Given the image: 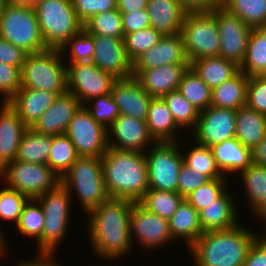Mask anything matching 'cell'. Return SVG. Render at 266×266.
I'll use <instances>...</instances> for the list:
<instances>
[{
  "mask_svg": "<svg viewBox=\"0 0 266 266\" xmlns=\"http://www.w3.org/2000/svg\"><path fill=\"white\" fill-rule=\"evenodd\" d=\"M134 203L127 199L109 198L87 214L88 240L97 258L118 262L130 254L131 249L134 250L130 234Z\"/></svg>",
  "mask_w": 266,
  "mask_h": 266,
  "instance_id": "1",
  "label": "cell"
},
{
  "mask_svg": "<svg viewBox=\"0 0 266 266\" xmlns=\"http://www.w3.org/2000/svg\"><path fill=\"white\" fill-rule=\"evenodd\" d=\"M240 222L227 230L204 232L188 249L193 266H242L261 235Z\"/></svg>",
  "mask_w": 266,
  "mask_h": 266,
  "instance_id": "2",
  "label": "cell"
},
{
  "mask_svg": "<svg viewBox=\"0 0 266 266\" xmlns=\"http://www.w3.org/2000/svg\"><path fill=\"white\" fill-rule=\"evenodd\" d=\"M103 177L110 198L138 202L149 189L144 153L108 147L101 157Z\"/></svg>",
  "mask_w": 266,
  "mask_h": 266,
  "instance_id": "3",
  "label": "cell"
},
{
  "mask_svg": "<svg viewBox=\"0 0 266 266\" xmlns=\"http://www.w3.org/2000/svg\"><path fill=\"white\" fill-rule=\"evenodd\" d=\"M61 184L71 196L76 193L86 214L110 198L105 187L101 157L80 156L61 178Z\"/></svg>",
  "mask_w": 266,
  "mask_h": 266,
  "instance_id": "4",
  "label": "cell"
},
{
  "mask_svg": "<svg viewBox=\"0 0 266 266\" xmlns=\"http://www.w3.org/2000/svg\"><path fill=\"white\" fill-rule=\"evenodd\" d=\"M33 9L47 48L60 49L84 29L72 0H44Z\"/></svg>",
  "mask_w": 266,
  "mask_h": 266,
  "instance_id": "5",
  "label": "cell"
},
{
  "mask_svg": "<svg viewBox=\"0 0 266 266\" xmlns=\"http://www.w3.org/2000/svg\"><path fill=\"white\" fill-rule=\"evenodd\" d=\"M60 49L30 53L21 68L22 87L63 94L67 91V67ZM64 59V60H63Z\"/></svg>",
  "mask_w": 266,
  "mask_h": 266,
  "instance_id": "6",
  "label": "cell"
},
{
  "mask_svg": "<svg viewBox=\"0 0 266 266\" xmlns=\"http://www.w3.org/2000/svg\"><path fill=\"white\" fill-rule=\"evenodd\" d=\"M72 198L74 196L61 183L55 189L35 198L44 213L42 255H56L68 229H71L69 223L72 220Z\"/></svg>",
  "mask_w": 266,
  "mask_h": 266,
  "instance_id": "7",
  "label": "cell"
},
{
  "mask_svg": "<svg viewBox=\"0 0 266 266\" xmlns=\"http://www.w3.org/2000/svg\"><path fill=\"white\" fill-rule=\"evenodd\" d=\"M0 36L28 54L47 50L35 11L28 4L7 3L0 16Z\"/></svg>",
  "mask_w": 266,
  "mask_h": 266,
  "instance_id": "8",
  "label": "cell"
},
{
  "mask_svg": "<svg viewBox=\"0 0 266 266\" xmlns=\"http://www.w3.org/2000/svg\"><path fill=\"white\" fill-rule=\"evenodd\" d=\"M0 183L35 199L55 189L61 178L47 164L15 159L0 170Z\"/></svg>",
  "mask_w": 266,
  "mask_h": 266,
  "instance_id": "9",
  "label": "cell"
},
{
  "mask_svg": "<svg viewBox=\"0 0 266 266\" xmlns=\"http://www.w3.org/2000/svg\"><path fill=\"white\" fill-rule=\"evenodd\" d=\"M182 142H156L144 153L149 189L178 193L179 171L184 163L181 149L186 145Z\"/></svg>",
  "mask_w": 266,
  "mask_h": 266,
  "instance_id": "10",
  "label": "cell"
},
{
  "mask_svg": "<svg viewBox=\"0 0 266 266\" xmlns=\"http://www.w3.org/2000/svg\"><path fill=\"white\" fill-rule=\"evenodd\" d=\"M181 35L189 62L219 56V31L216 18L211 12L187 13Z\"/></svg>",
  "mask_w": 266,
  "mask_h": 266,
  "instance_id": "11",
  "label": "cell"
},
{
  "mask_svg": "<svg viewBox=\"0 0 266 266\" xmlns=\"http://www.w3.org/2000/svg\"><path fill=\"white\" fill-rule=\"evenodd\" d=\"M77 154L84 157H102L108 150V130L95 121L82 105L65 132Z\"/></svg>",
  "mask_w": 266,
  "mask_h": 266,
  "instance_id": "12",
  "label": "cell"
},
{
  "mask_svg": "<svg viewBox=\"0 0 266 266\" xmlns=\"http://www.w3.org/2000/svg\"><path fill=\"white\" fill-rule=\"evenodd\" d=\"M67 91L72 93L82 105L94 97L111 93L117 79L112 74L102 71L92 62L68 64Z\"/></svg>",
  "mask_w": 266,
  "mask_h": 266,
  "instance_id": "13",
  "label": "cell"
},
{
  "mask_svg": "<svg viewBox=\"0 0 266 266\" xmlns=\"http://www.w3.org/2000/svg\"><path fill=\"white\" fill-rule=\"evenodd\" d=\"M130 234L135 243L148 252L165 247L173 240L169 229V220L164 219L142 207L138 202L133 204L130 215ZM136 240V242H135Z\"/></svg>",
  "mask_w": 266,
  "mask_h": 266,
  "instance_id": "14",
  "label": "cell"
},
{
  "mask_svg": "<svg viewBox=\"0 0 266 266\" xmlns=\"http://www.w3.org/2000/svg\"><path fill=\"white\" fill-rule=\"evenodd\" d=\"M211 13L216 18L219 31V56L234 62L240 67L245 59L252 27L229 13L221 5L217 6Z\"/></svg>",
  "mask_w": 266,
  "mask_h": 266,
  "instance_id": "15",
  "label": "cell"
},
{
  "mask_svg": "<svg viewBox=\"0 0 266 266\" xmlns=\"http://www.w3.org/2000/svg\"><path fill=\"white\" fill-rule=\"evenodd\" d=\"M236 110L209 106L200 112L191 140L212 147L227 139L235 138Z\"/></svg>",
  "mask_w": 266,
  "mask_h": 266,
  "instance_id": "16",
  "label": "cell"
},
{
  "mask_svg": "<svg viewBox=\"0 0 266 266\" xmlns=\"http://www.w3.org/2000/svg\"><path fill=\"white\" fill-rule=\"evenodd\" d=\"M107 130L108 147L116 150L145 153L156 143L147 123L131 116L119 115Z\"/></svg>",
  "mask_w": 266,
  "mask_h": 266,
  "instance_id": "17",
  "label": "cell"
},
{
  "mask_svg": "<svg viewBox=\"0 0 266 266\" xmlns=\"http://www.w3.org/2000/svg\"><path fill=\"white\" fill-rule=\"evenodd\" d=\"M168 64H190L181 33L163 35L155 46L137 57L132 62V76Z\"/></svg>",
  "mask_w": 266,
  "mask_h": 266,
  "instance_id": "18",
  "label": "cell"
},
{
  "mask_svg": "<svg viewBox=\"0 0 266 266\" xmlns=\"http://www.w3.org/2000/svg\"><path fill=\"white\" fill-rule=\"evenodd\" d=\"M123 39L94 36L95 49L91 62L117 79L132 76V61L127 56Z\"/></svg>",
  "mask_w": 266,
  "mask_h": 266,
  "instance_id": "19",
  "label": "cell"
},
{
  "mask_svg": "<svg viewBox=\"0 0 266 266\" xmlns=\"http://www.w3.org/2000/svg\"><path fill=\"white\" fill-rule=\"evenodd\" d=\"M111 95L120 115L146 120L152 97L144 90L136 77L116 79L112 85Z\"/></svg>",
  "mask_w": 266,
  "mask_h": 266,
  "instance_id": "20",
  "label": "cell"
},
{
  "mask_svg": "<svg viewBox=\"0 0 266 266\" xmlns=\"http://www.w3.org/2000/svg\"><path fill=\"white\" fill-rule=\"evenodd\" d=\"M81 106V102L72 93L66 91L56 97L32 129L39 134L52 136L65 134L70 121Z\"/></svg>",
  "mask_w": 266,
  "mask_h": 266,
  "instance_id": "21",
  "label": "cell"
},
{
  "mask_svg": "<svg viewBox=\"0 0 266 266\" xmlns=\"http://www.w3.org/2000/svg\"><path fill=\"white\" fill-rule=\"evenodd\" d=\"M229 190L227 188L213 203H210L206 208L198 212L203 232L227 230L241 222L240 211L237 208L238 205L236 200H234L235 197L232 195L233 192L231 193Z\"/></svg>",
  "mask_w": 266,
  "mask_h": 266,
  "instance_id": "22",
  "label": "cell"
},
{
  "mask_svg": "<svg viewBox=\"0 0 266 266\" xmlns=\"http://www.w3.org/2000/svg\"><path fill=\"white\" fill-rule=\"evenodd\" d=\"M190 64H168L149 70H141L135 77L152 98H162L178 90L183 74Z\"/></svg>",
  "mask_w": 266,
  "mask_h": 266,
  "instance_id": "23",
  "label": "cell"
},
{
  "mask_svg": "<svg viewBox=\"0 0 266 266\" xmlns=\"http://www.w3.org/2000/svg\"><path fill=\"white\" fill-rule=\"evenodd\" d=\"M0 170L16 159L20 141L28 129L19 114L5 102L0 106Z\"/></svg>",
  "mask_w": 266,
  "mask_h": 266,
  "instance_id": "24",
  "label": "cell"
},
{
  "mask_svg": "<svg viewBox=\"0 0 266 266\" xmlns=\"http://www.w3.org/2000/svg\"><path fill=\"white\" fill-rule=\"evenodd\" d=\"M57 96L53 92L21 87L8 104L19 114L23 124L32 128Z\"/></svg>",
  "mask_w": 266,
  "mask_h": 266,
  "instance_id": "25",
  "label": "cell"
},
{
  "mask_svg": "<svg viewBox=\"0 0 266 266\" xmlns=\"http://www.w3.org/2000/svg\"><path fill=\"white\" fill-rule=\"evenodd\" d=\"M241 188L247 200V209L253 217L262 222L266 221V167L251 164L239 174Z\"/></svg>",
  "mask_w": 266,
  "mask_h": 266,
  "instance_id": "26",
  "label": "cell"
},
{
  "mask_svg": "<svg viewBox=\"0 0 266 266\" xmlns=\"http://www.w3.org/2000/svg\"><path fill=\"white\" fill-rule=\"evenodd\" d=\"M147 11L151 27L162 35L181 33L187 12L179 0H149Z\"/></svg>",
  "mask_w": 266,
  "mask_h": 266,
  "instance_id": "27",
  "label": "cell"
},
{
  "mask_svg": "<svg viewBox=\"0 0 266 266\" xmlns=\"http://www.w3.org/2000/svg\"><path fill=\"white\" fill-rule=\"evenodd\" d=\"M214 159L225 177L243 172L252 164L251 150L236 138L227 139L211 147ZM227 174V175H226Z\"/></svg>",
  "mask_w": 266,
  "mask_h": 266,
  "instance_id": "28",
  "label": "cell"
},
{
  "mask_svg": "<svg viewBox=\"0 0 266 266\" xmlns=\"http://www.w3.org/2000/svg\"><path fill=\"white\" fill-rule=\"evenodd\" d=\"M145 122L155 142H179L183 139L179 134L182 130L176 125L162 98H152Z\"/></svg>",
  "mask_w": 266,
  "mask_h": 266,
  "instance_id": "29",
  "label": "cell"
},
{
  "mask_svg": "<svg viewBox=\"0 0 266 266\" xmlns=\"http://www.w3.org/2000/svg\"><path fill=\"white\" fill-rule=\"evenodd\" d=\"M169 229L174 242L183 241L188 250L202 235L203 231L196 211L185 199L169 219Z\"/></svg>",
  "mask_w": 266,
  "mask_h": 266,
  "instance_id": "30",
  "label": "cell"
},
{
  "mask_svg": "<svg viewBox=\"0 0 266 266\" xmlns=\"http://www.w3.org/2000/svg\"><path fill=\"white\" fill-rule=\"evenodd\" d=\"M266 134V116L242 106L236 110L235 138L251 151Z\"/></svg>",
  "mask_w": 266,
  "mask_h": 266,
  "instance_id": "31",
  "label": "cell"
},
{
  "mask_svg": "<svg viewBox=\"0 0 266 266\" xmlns=\"http://www.w3.org/2000/svg\"><path fill=\"white\" fill-rule=\"evenodd\" d=\"M190 68L211 89L231 79L239 71L238 65L221 56L194 60L190 62Z\"/></svg>",
  "mask_w": 266,
  "mask_h": 266,
  "instance_id": "32",
  "label": "cell"
},
{
  "mask_svg": "<svg viewBox=\"0 0 266 266\" xmlns=\"http://www.w3.org/2000/svg\"><path fill=\"white\" fill-rule=\"evenodd\" d=\"M249 77L240 70L212 89L211 106L237 110L245 106Z\"/></svg>",
  "mask_w": 266,
  "mask_h": 266,
  "instance_id": "33",
  "label": "cell"
},
{
  "mask_svg": "<svg viewBox=\"0 0 266 266\" xmlns=\"http://www.w3.org/2000/svg\"><path fill=\"white\" fill-rule=\"evenodd\" d=\"M239 70L248 77L266 75V27L252 28Z\"/></svg>",
  "mask_w": 266,
  "mask_h": 266,
  "instance_id": "34",
  "label": "cell"
},
{
  "mask_svg": "<svg viewBox=\"0 0 266 266\" xmlns=\"http://www.w3.org/2000/svg\"><path fill=\"white\" fill-rule=\"evenodd\" d=\"M51 147L52 135L39 134L28 128L20 141L16 160L47 164Z\"/></svg>",
  "mask_w": 266,
  "mask_h": 266,
  "instance_id": "35",
  "label": "cell"
},
{
  "mask_svg": "<svg viewBox=\"0 0 266 266\" xmlns=\"http://www.w3.org/2000/svg\"><path fill=\"white\" fill-rule=\"evenodd\" d=\"M44 226V213L36 199H29L25 204L17 224L14 226L16 234L35 240L37 254H42V230Z\"/></svg>",
  "mask_w": 266,
  "mask_h": 266,
  "instance_id": "36",
  "label": "cell"
},
{
  "mask_svg": "<svg viewBox=\"0 0 266 266\" xmlns=\"http://www.w3.org/2000/svg\"><path fill=\"white\" fill-rule=\"evenodd\" d=\"M220 5L252 28L266 27V0H220Z\"/></svg>",
  "mask_w": 266,
  "mask_h": 266,
  "instance_id": "37",
  "label": "cell"
},
{
  "mask_svg": "<svg viewBox=\"0 0 266 266\" xmlns=\"http://www.w3.org/2000/svg\"><path fill=\"white\" fill-rule=\"evenodd\" d=\"M193 143L187 152L186 150L182 151L184 164L205 175L209 180L227 178L218 168L211 147L200 145L195 141Z\"/></svg>",
  "mask_w": 266,
  "mask_h": 266,
  "instance_id": "38",
  "label": "cell"
},
{
  "mask_svg": "<svg viewBox=\"0 0 266 266\" xmlns=\"http://www.w3.org/2000/svg\"><path fill=\"white\" fill-rule=\"evenodd\" d=\"M77 151L66 134L52 136V147L47 165L62 178L79 158Z\"/></svg>",
  "mask_w": 266,
  "mask_h": 266,
  "instance_id": "39",
  "label": "cell"
},
{
  "mask_svg": "<svg viewBox=\"0 0 266 266\" xmlns=\"http://www.w3.org/2000/svg\"><path fill=\"white\" fill-rule=\"evenodd\" d=\"M178 91L200 112L211 106L212 89L191 68L183 74Z\"/></svg>",
  "mask_w": 266,
  "mask_h": 266,
  "instance_id": "40",
  "label": "cell"
},
{
  "mask_svg": "<svg viewBox=\"0 0 266 266\" xmlns=\"http://www.w3.org/2000/svg\"><path fill=\"white\" fill-rule=\"evenodd\" d=\"M183 200L177 192L148 189L138 203L148 211L169 220Z\"/></svg>",
  "mask_w": 266,
  "mask_h": 266,
  "instance_id": "41",
  "label": "cell"
},
{
  "mask_svg": "<svg viewBox=\"0 0 266 266\" xmlns=\"http://www.w3.org/2000/svg\"><path fill=\"white\" fill-rule=\"evenodd\" d=\"M163 101L171 111L176 125L185 131H193L197 125L200 111L187 101L178 91H171L162 97Z\"/></svg>",
  "mask_w": 266,
  "mask_h": 266,
  "instance_id": "42",
  "label": "cell"
},
{
  "mask_svg": "<svg viewBox=\"0 0 266 266\" xmlns=\"http://www.w3.org/2000/svg\"><path fill=\"white\" fill-rule=\"evenodd\" d=\"M84 30L92 36L124 38L121 13L117 10L101 12L84 23Z\"/></svg>",
  "mask_w": 266,
  "mask_h": 266,
  "instance_id": "43",
  "label": "cell"
},
{
  "mask_svg": "<svg viewBox=\"0 0 266 266\" xmlns=\"http://www.w3.org/2000/svg\"><path fill=\"white\" fill-rule=\"evenodd\" d=\"M94 49V36L90 35L83 29L79 34L73 35L70 40L60 48V51L63 54V58L68 57L69 64H74L91 62ZM64 52H69V56Z\"/></svg>",
  "mask_w": 266,
  "mask_h": 266,
  "instance_id": "44",
  "label": "cell"
},
{
  "mask_svg": "<svg viewBox=\"0 0 266 266\" xmlns=\"http://www.w3.org/2000/svg\"><path fill=\"white\" fill-rule=\"evenodd\" d=\"M4 186V187H3ZM0 220L14 222L16 225L25 204L30 199L28 196L13 190L5 185L0 186ZM3 227L0 224V229Z\"/></svg>",
  "mask_w": 266,
  "mask_h": 266,
  "instance_id": "45",
  "label": "cell"
},
{
  "mask_svg": "<svg viewBox=\"0 0 266 266\" xmlns=\"http://www.w3.org/2000/svg\"><path fill=\"white\" fill-rule=\"evenodd\" d=\"M162 36L151 26L125 35L123 40L127 56L133 62L142 53L155 46Z\"/></svg>",
  "mask_w": 266,
  "mask_h": 266,
  "instance_id": "46",
  "label": "cell"
},
{
  "mask_svg": "<svg viewBox=\"0 0 266 266\" xmlns=\"http://www.w3.org/2000/svg\"><path fill=\"white\" fill-rule=\"evenodd\" d=\"M228 178L210 179L205 184L194 190L185 200L196 210L200 211L213 203L230 184L227 183ZM226 184L228 186H226Z\"/></svg>",
  "mask_w": 266,
  "mask_h": 266,
  "instance_id": "47",
  "label": "cell"
},
{
  "mask_svg": "<svg viewBox=\"0 0 266 266\" xmlns=\"http://www.w3.org/2000/svg\"><path fill=\"white\" fill-rule=\"evenodd\" d=\"M84 107L89 111L95 121L107 129L120 115L111 93L92 98L84 104Z\"/></svg>",
  "mask_w": 266,
  "mask_h": 266,
  "instance_id": "48",
  "label": "cell"
},
{
  "mask_svg": "<svg viewBox=\"0 0 266 266\" xmlns=\"http://www.w3.org/2000/svg\"><path fill=\"white\" fill-rule=\"evenodd\" d=\"M245 105L266 116V75L249 77Z\"/></svg>",
  "mask_w": 266,
  "mask_h": 266,
  "instance_id": "49",
  "label": "cell"
},
{
  "mask_svg": "<svg viewBox=\"0 0 266 266\" xmlns=\"http://www.w3.org/2000/svg\"><path fill=\"white\" fill-rule=\"evenodd\" d=\"M21 87V69L0 62V95L3 99L2 102H8Z\"/></svg>",
  "mask_w": 266,
  "mask_h": 266,
  "instance_id": "50",
  "label": "cell"
},
{
  "mask_svg": "<svg viewBox=\"0 0 266 266\" xmlns=\"http://www.w3.org/2000/svg\"><path fill=\"white\" fill-rule=\"evenodd\" d=\"M72 5L77 17L84 24L98 13L117 9V0H72Z\"/></svg>",
  "mask_w": 266,
  "mask_h": 266,
  "instance_id": "51",
  "label": "cell"
},
{
  "mask_svg": "<svg viewBox=\"0 0 266 266\" xmlns=\"http://www.w3.org/2000/svg\"><path fill=\"white\" fill-rule=\"evenodd\" d=\"M209 179L200 172L186 166L184 163L179 171L178 194L184 199Z\"/></svg>",
  "mask_w": 266,
  "mask_h": 266,
  "instance_id": "52",
  "label": "cell"
},
{
  "mask_svg": "<svg viewBox=\"0 0 266 266\" xmlns=\"http://www.w3.org/2000/svg\"><path fill=\"white\" fill-rule=\"evenodd\" d=\"M121 17L124 36L151 26L147 9L121 13Z\"/></svg>",
  "mask_w": 266,
  "mask_h": 266,
  "instance_id": "53",
  "label": "cell"
},
{
  "mask_svg": "<svg viewBox=\"0 0 266 266\" xmlns=\"http://www.w3.org/2000/svg\"><path fill=\"white\" fill-rule=\"evenodd\" d=\"M28 53L0 36V62L22 68Z\"/></svg>",
  "mask_w": 266,
  "mask_h": 266,
  "instance_id": "54",
  "label": "cell"
},
{
  "mask_svg": "<svg viewBox=\"0 0 266 266\" xmlns=\"http://www.w3.org/2000/svg\"><path fill=\"white\" fill-rule=\"evenodd\" d=\"M242 266H266V231L263 230V233L251 245Z\"/></svg>",
  "mask_w": 266,
  "mask_h": 266,
  "instance_id": "55",
  "label": "cell"
},
{
  "mask_svg": "<svg viewBox=\"0 0 266 266\" xmlns=\"http://www.w3.org/2000/svg\"><path fill=\"white\" fill-rule=\"evenodd\" d=\"M187 13L212 12L220 5V0H179Z\"/></svg>",
  "mask_w": 266,
  "mask_h": 266,
  "instance_id": "56",
  "label": "cell"
},
{
  "mask_svg": "<svg viewBox=\"0 0 266 266\" xmlns=\"http://www.w3.org/2000/svg\"><path fill=\"white\" fill-rule=\"evenodd\" d=\"M149 0H117V10L120 13H129L135 10L147 9Z\"/></svg>",
  "mask_w": 266,
  "mask_h": 266,
  "instance_id": "57",
  "label": "cell"
},
{
  "mask_svg": "<svg viewBox=\"0 0 266 266\" xmlns=\"http://www.w3.org/2000/svg\"><path fill=\"white\" fill-rule=\"evenodd\" d=\"M252 163L266 167V134L262 141L251 151Z\"/></svg>",
  "mask_w": 266,
  "mask_h": 266,
  "instance_id": "58",
  "label": "cell"
},
{
  "mask_svg": "<svg viewBox=\"0 0 266 266\" xmlns=\"http://www.w3.org/2000/svg\"><path fill=\"white\" fill-rule=\"evenodd\" d=\"M15 266H43V255L37 254L36 258L23 259L19 263L16 262Z\"/></svg>",
  "mask_w": 266,
  "mask_h": 266,
  "instance_id": "59",
  "label": "cell"
},
{
  "mask_svg": "<svg viewBox=\"0 0 266 266\" xmlns=\"http://www.w3.org/2000/svg\"><path fill=\"white\" fill-rule=\"evenodd\" d=\"M56 260L55 255H43V266H63Z\"/></svg>",
  "mask_w": 266,
  "mask_h": 266,
  "instance_id": "60",
  "label": "cell"
},
{
  "mask_svg": "<svg viewBox=\"0 0 266 266\" xmlns=\"http://www.w3.org/2000/svg\"><path fill=\"white\" fill-rule=\"evenodd\" d=\"M5 238L7 237H5L3 230L0 229V258H3L8 254V251L6 250L8 248V245H6L7 239Z\"/></svg>",
  "mask_w": 266,
  "mask_h": 266,
  "instance_id": "61",
  "label": "cell"
},
{
  "mask_svg": "<svg viewBox=\"0 0 266 266\" xmlns=\"http://www.w3.org/2000/svg\"><path fill=\"white\" fill-rule=\"evenodd\" d=\"M7 3H17V4H28L30 6H35L36 4L44 0H6Z\"/></svg>",
  "mask_w": 266,
  "mask_h": 266,
  "instance_id": "62",
  "label": "cell"
},
{
  "mask_svg": "<svg viewBox=\"0 0 266 266\" xmlns=\"http://www.w3.org/2000/svg\"><path fill=\"white\" fill-rule=\"evenodd\" d=\"M6 4H7L6 0H0V16L2 15L3 9Z\"/></svg>",
  "mask_w": 266,
  "mask_h": 266,
  "instance_id": "63",
  "label": "cell"
}]
</instances>
